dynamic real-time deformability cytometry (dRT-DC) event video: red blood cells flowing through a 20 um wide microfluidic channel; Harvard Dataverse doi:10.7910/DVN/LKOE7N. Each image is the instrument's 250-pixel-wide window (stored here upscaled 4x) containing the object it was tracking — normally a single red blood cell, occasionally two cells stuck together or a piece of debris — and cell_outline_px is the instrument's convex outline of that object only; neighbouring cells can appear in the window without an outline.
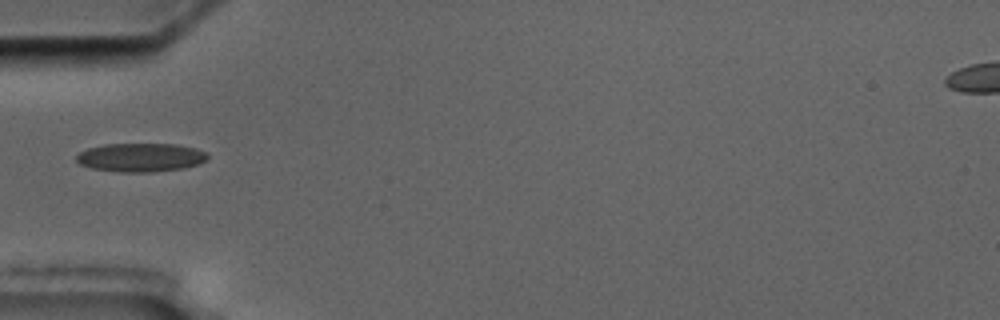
{"species": "common noctule bat (a hibernating species)", "species_latin": "Nyctalus noctula", "temperature_condition": "cold", "stored_images_in_passage": 3, "camera_frame_rate_fps": 3000, "um_per_image_px": 0.085, "animal": {"sex": "male", "body_mass_g": 17.5, "forearm_length_mm": 52.3}, "frame": {"image": 1, "passage_image": 3, "time_ms": 5.667, "image_size_px": [1000, 320], "cell_outline_px": [[208, 160], [184, 168], [152, 172], [116, 172], [92, 168], [80, 164], [76, 160], [76, 156], [80, 152], [88, 148], [104, 144], [176, 144], [196, 148], [208, 152]], "centroid_in_image_um": [11.97, 13.38], "position_along_channel_um": 73.0, "area_um2": 22.02}}